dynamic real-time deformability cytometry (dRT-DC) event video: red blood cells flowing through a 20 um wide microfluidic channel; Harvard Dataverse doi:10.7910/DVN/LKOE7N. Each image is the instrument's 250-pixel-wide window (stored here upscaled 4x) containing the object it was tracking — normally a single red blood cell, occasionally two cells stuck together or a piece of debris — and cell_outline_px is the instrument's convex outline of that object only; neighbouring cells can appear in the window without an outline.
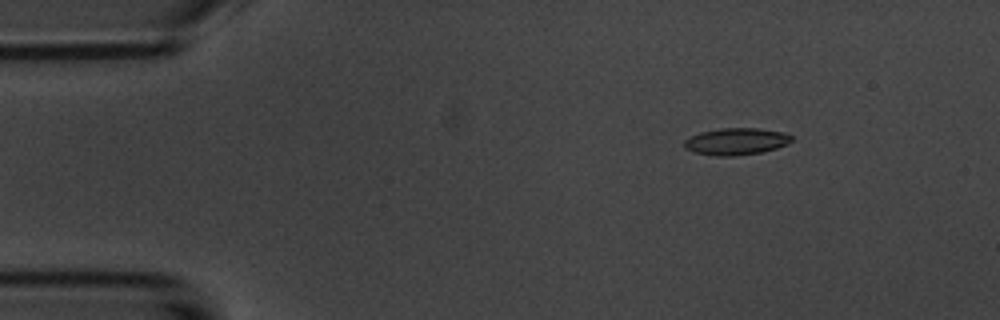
{"species": "common noctule bat (a hibernating species)", "species_latin": "Nyctalus noctula", "temperature_condition": "room temperature", "stored_images_in_passage": 10, "camera_frame_rate_fps": 3000, "um_per_image_px": 0.085, "animal": {"sex": "male", "body_mass_g": 20.1, "forearm_length_mm": 53.5}, "frame": {"image": 1, "passage_image": 2, "time_ms": 1.333, "image_size_px": [1000, 320], "cell_outline_px": [[792, 140], [788, 144], [764, 152], [736, 156], [716, 156], [696, 152], [684, 148], [684, 140], [700, 132], [720, 128], [760, 128], [784, 132], [792, 136]], "centroid_in_image_um": [62.6, 12.02], "position_along_channel_um": 22.4, "area_um2": 16.94}}
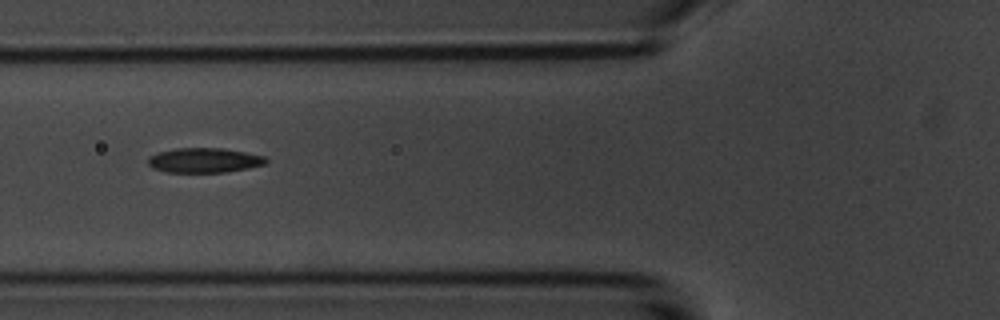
{"frame": {"image": 2, "passage_image": 6, "time_ms": 5.667, "image_size_px": [1000, 320], "cell_outline_px": [[268, 160], [264, 164], [248, 168], [228, 172], [168, 172], [152, 168], [148, 164], [148, 156], [156, 152], [176, 148], [224, 148], [264, 156]], "centroid_in_image_um": [17.32, 13.62], "position_along_channel_um": 108.5, "area_um2": 17.05}}
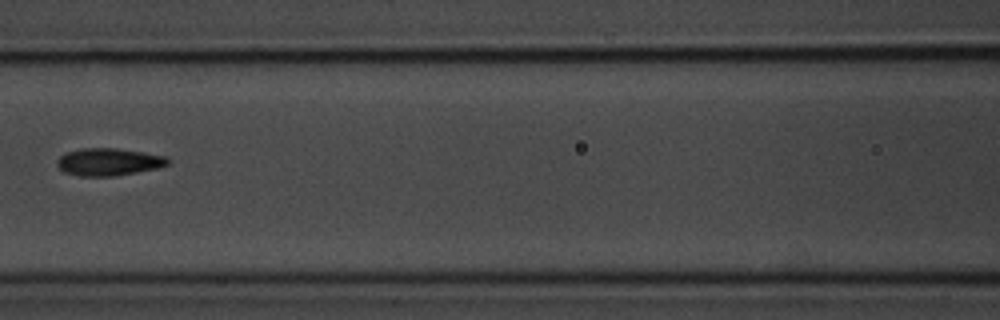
{"frame": {"image": 3, "passage_image": 7, "time_ms": 7.0, "image_size_px": [1000, 320], "cell_outline_px": [[168, 164], [156, 168], [116, 176], [80, 176], [64, 172], [56, 164], [56, 160], [64, 152], [80, 148], [116, 148], [144, 152], [168, 156]], "centroid_in_image_um": [9.2, 13.75], "position_along_channel_um": 157.4, "area_um2": 17.8}}